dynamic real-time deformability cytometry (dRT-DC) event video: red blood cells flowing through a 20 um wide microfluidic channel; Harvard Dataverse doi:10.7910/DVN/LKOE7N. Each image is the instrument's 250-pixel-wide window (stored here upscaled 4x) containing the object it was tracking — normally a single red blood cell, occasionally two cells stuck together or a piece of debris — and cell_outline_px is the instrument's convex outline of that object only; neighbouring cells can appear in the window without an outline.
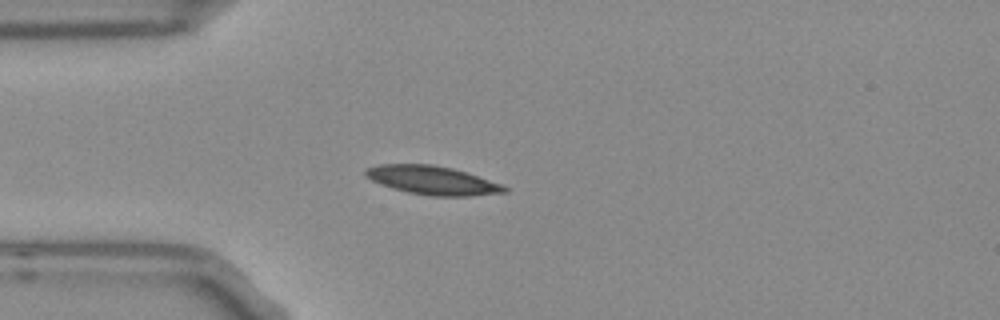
{"species": "Egyptian fruit bat (a non-hibernating species)", "species_latin": "Rousettus aegyptiacus", "temperature_condition": "room temperature", "stored_images_in_passage": 12, "camera_frame_rate_fps": 3000, "um_per_image_px": 0.085, "frame": {"image": 1, "passage_image": 9, "time_ms": 2.667, "image_size_px": [1000, 320], "cell_outline_px": [[508, 192], [468, 196], [432, 196], [408, 192], [392, 188], [372, 180], [364, 176], [364, 168], [380, 164], [432, 164], [452, 168], [468, 172], [504, 184], [508, 188]], "centroid_in_image_um": [36.79, 15.32], "position_along_channel_um": 48.2, "area_um2": 23.41}}